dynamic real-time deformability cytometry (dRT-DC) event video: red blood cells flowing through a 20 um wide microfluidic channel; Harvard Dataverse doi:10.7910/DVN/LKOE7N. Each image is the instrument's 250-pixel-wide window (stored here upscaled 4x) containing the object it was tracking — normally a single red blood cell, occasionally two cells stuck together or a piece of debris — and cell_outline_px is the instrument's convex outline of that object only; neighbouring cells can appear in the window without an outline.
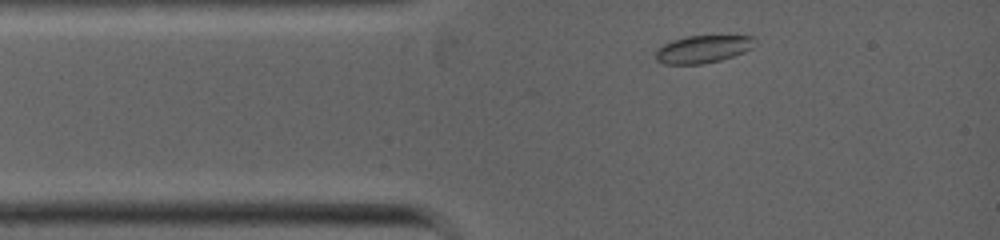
{"species": "common noctule bat (a hibernating species)", "species_latin": "Nyctalus noctula", "temperature_condition": "warm", "stored_images_in_passage": 34, "camera_frame_rate_fps": 5000, "um_per_image_px": 0.085, "animal": {"sex": "female", "body_mass_g": 19.0, "forearm_length_mm": 53.3}, "frame": {"image": 1, "passage_image": 2, "time_ms": 0.2, "image_size_px": [1000, 240], "cell_outline_px": [[752, 48], [744, 52], [720, 60], [704, 64], [664, 64], [656, 60], [656, 48], [672, 40], [688, 36], [752, 36]], "centroid_in_image_um": [59.68, 4.19], "position_along_channel_um": 25.3, "area_um2": 15.72}}
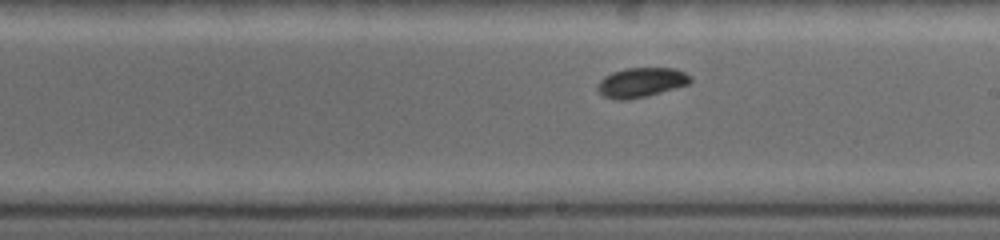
{"frame": {"image": 2, "passage_image": 20, "time_ms": 4.8, "image_size_px": [1000, 240], "cell_outline_px": [[692, 80], [688, 84], [648, 96], [624, 100], [620, 100], [604, 96], [596, 88], [596, 84], [604, 76], [612, 72], [624, 68], [676, 68], [692, 76]], "centroid_in_image_um": [54.5, 6.99], "position_along_channel_um": 234.5, "area_um2": 16.07}}
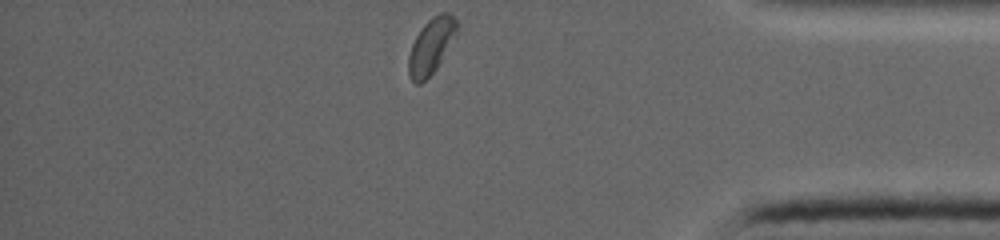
{"frame": {"image": 3, "passage_image": 34, "time_ms": 8.6, "image_size_px": [1000, 240], "cell_outline_px": [[456, 36], [436, 68], [420, 84], [416, 84], [408, 76], [408, 56], [412, 44], [416, 36], [424, 24], [432, 16], [440, 12], [448, 12], [456, 20]], "centroid_in_image_um": [36.62, 3.9], "position_along_channel_um": 398.6, "area_um2": 15.43}}